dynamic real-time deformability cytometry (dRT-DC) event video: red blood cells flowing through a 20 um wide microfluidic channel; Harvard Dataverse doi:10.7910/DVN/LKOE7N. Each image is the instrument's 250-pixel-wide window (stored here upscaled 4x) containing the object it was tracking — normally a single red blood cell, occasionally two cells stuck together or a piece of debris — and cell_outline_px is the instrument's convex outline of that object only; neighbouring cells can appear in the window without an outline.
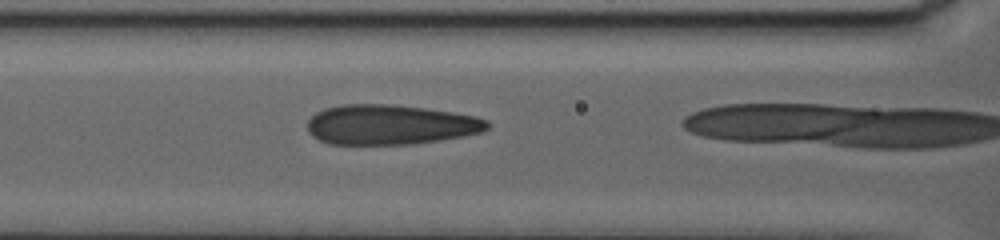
{"species": "human", "species_latin": "Homo sapiens", "temperature_condition": "warm", "stored_images_in_passage": 43, "camera_frame_rate_fps": 3000, "um_per_image_px": 0.085, "donor": {"sex": "female"}, "frame": {"image": 1, "passage_image": 42, "time_ms": 13.667, "image_size_px": [1000, 240], "cell_outline_px": [[488, 128], [480, 132], [440, 140], [412, 144], [328, 144], [312, 136], [308, 132], [308, 120], [316, 112], [324, 108], [340, 104], [392, 104], [424, 108], [452, 112], [476, 116], [488, 120]], "centroid_in_image_um": [33.13, 10.59], "position_along_channel_um": 133.5, "area_um2": 41.85}}